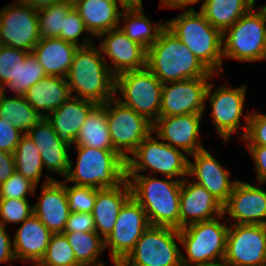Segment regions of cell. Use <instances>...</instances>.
I'll return each instance as SVG.
<instances>
[{
	"mask_svg": "<svg viewBox=\"0 0 266 266\" xmlns=\"http://www.w3.org/2000/svg\"><path fill=\"white\" fill-rule=\"evenodd\" d=\"M147 68L162 84L215 75L166 26L147 49Z\"/></svg>",
	"mask_w": 266,
	"mask_h": 266,
	"instance_id": "obj_1",
	"label": "cell"
},
{
	"mask_svg": "<svg viewBox=\"0 0 266 266\" xmlns=\"http://www.w3.org/2000/svg\"><path fill=\"white\" fill-rule=\"evenodd\" d=\"M111 69L94 43L78 46L66 76L71 96L76 90L75 97L95 103H106L112 99L116 92Z\"/></svg>",
	"mask_w": 266,
	"mask_h": 266,
	"instance_id": "obj_2",
	"label": "cell"
},
{
	"mask_svg": "<svg viewBox=\"0 0 266 266\" xmlns=\"http://www.w3.org/2000/svg\"><path fill=\"white\" fill-rule=\"evenodd\" d=\"M126 179L131 188V196L145 210L150 225L180 229L182 179L160 180L141 174H126Z\"/></svg>",
	"mask_w": 266,
	"mask_h": 266,
	"instance_id": "obj_3",
	"label": "cell"
},
{
	"mask_svg": "<svg viewBox=\"0 0 266 266\" xmlns=\"http://www.w3.org/2000/svg\"><path fill=\"white\" fill-rule=\"evenodd\" d=\"M165 25L212 73L222 71L223 35L201 12L190 8Z\"/></svg>",
	"mask_w": 266,
	"mask_h": 266,
	"instance_id": "obj_4",
	"label": "cell"
},
{
	"mask_svg": "<svg viewBox=\"0 0 266 266\" xmlns=\"http://www.w3.org/2000/svg\"><path fill=\"white\" fill-rule=\"evenodd\" d=\"M78 157L75 169L69 160L68 182L95 189L115 188L126 180V159L115 150L76 146Z\"/></svg>",
	"mask_w": 266,
	"mask_h": 266,
	"instance_id": "obj_5",
	"label": "cell"
},
{
	"mask_svg": "<svg viewBox=\"0 0 266 266\" xmlns=\"http://www.w3.org/2000/svg\"><path fill=\"white\" fill-rule=\"evenodd\" d=\"M228 226L216 219L195 222L178 230L180 243L188 258L181 255L184 265H207L223 262Z\"/></svg>",
	"mask_w": 266,
	"mask_h": 266,
	"instance_id": "obj_6",
	"label": "cell"
},
{
	"mask_svg": "<svg viewBox=\"0 0 266 266\" xmlns=\"http://www.w3.org/2000/svg\"><path fill=\"white\" fill-rule=\"evenodd\" d=\"M253 8L243 15L223 35V57L240 61H260L266 48V9Z\"/></svg>",
	"mask_w": 266,
	"mask_h": 266,
	"instance_id": "obj_7",
	"label": "cell"
},
{
	"mask_svg": "<svg viewBox=\"0 0 266 266\" xmlns=\"http://www.w3.org/2000/svg\"><path fill=\"white\" fill-rule=\"evenodd\" d=\"M178 229L150 225L118 266H182Z\"/></svg>",
	"mask_w": 266,
	"mask_h": 266,
	"instance_id": "obj_8",
	"label": "cell"
},
{
	"mask_svg": "<svg viewBox=\"0 0 266 266\" xmlns=\"http://www.w3.org/2000/svg\"><path fill=\"white\" fill-rule=\"evenodd\" d=\"M163 84L147 68L124 72L115 77V92L122 104L154 123L160 115Z\"/></svg>",
	"mask_w": 266,
	"mask_h": 266,
	"instance_id": "obj_9",
	"label": "cell"
},
{
	"mask_svg": "<svg viewBox=\"0 0 266 266\" xmlns=\"http://www.w3.org/2000/svg\"><path fill=\"white\" fill-rule=\"evenodd\" d=\"M151 132L126 159V174H139L150 169L161 172L166 178L188 175V158L178 148L158 142Z\"/></svg>",
	"mask_w": 266,
	"mask_h": 266,
	"instance_id": "obj_10",
	"label": "cell"
},
{
	"mask_svg": "<svg viewBox=\"0 0 266 266\" xmlns=\"http://www.w3.org/2000/svg\"><path fill=\"white\" fill-rule=\"evenodd\" d=\"M104 104L107 107V123L113 148L124 159H127L126 152L132 154L136 150L152 132L153 123L145 116L122 104L116 97Z\"/></svg>",
	"mask_w": 266,
	"mask_h": 266,
	"instance_id": "obj_11",
	"label": "cell"
},
{
	"mask_svg": "<svg viewBox=\"0 0 266 266\" xmlns=\"http://www.w3.org/2000/svg\"><path fill=\"white\" fill-rule=\"evenodd\" d=\"M225 266H266V225L232 224L228 228Z\"/></svg>",
	"mask_w": 266,
	"mask_h": 266,
	"instance_id": "obj_12",
	"label": "cell"
},
{
	"mask_svg": "<svg viewBox=\"0 0 266 266\" xmlns=\"http://www.w3.org/2000/svg\"><path fill=\"white\" fill-rule=\"evenodd\" d=\"M149 226L145 210L131 196L120 209L112 232L104 239L105 248L110 246L114 266L128 256Z\"/></svg>",
	"mask_w": 266,
	"mask_h": 266,
	"instance_id": "obj_13",
	"label": "cell"
},
{
	"mask_svg": "<svg viewBox=\"0 0 266 266\" xmlns=\"http://www.w3.org/2000/svg\"><path fill=\"white\" fill-rule=\"evenodd\" d=\"M0 36L3 45L32 52L41 39L38 11L20 2L1 9Z\"/></svg>",
	"mask_w": 266,
	"mask_h": 266,
	"instance_id": "obj_14",
	"label": "cell"
},
{
	"mask_svg": "<svg viewBox=\"0 0 266 266\" xmlns=\"http://www.w3.org/2000/svg\"><path fill=\"white\" fill-rule=\"evenodd\" d=\"M208 79L193 78L163 84L159 117L203 114Z\"/></svg>",
	"mask_w": 266,
	"mask_h": 266,
	"instance_id": "obj_15",
	"label": "cell"
},
{
	"mask_svg": "<svg viewBox=\"0 0 266 266\" xmlns=\"http://www.w3.org/2000/svg\"><path fill=\"white\" fill-rule=\"evenodd\" d=\"M102 36L106 37L99 45V49L110 58L114 67L111 73L115 77L124 72L147 67V49L131 40L120 27L104 32L98 37Z\"/></svg>",
	"mask_w": 266,
	"mask_h": 266,
	"instance_id": "obj_16",
	"label": "cell"
},
{
	"mask_svg": "<svg viewBox=\"0 0 266 266\" xmlns=\"http://www.w3.org/2000/svg\"><path fill=\"white\" fill-rule=\"evenodd\" d=\"M202 114L159 117L153 123V133L168 145L182 150L188 155L205 149L197 139L200 134Z\"/></svg>",
	"mask_w": 266,
	"mask_h": 266,
	"instance_id": "obj_17",
	"label": "cell"
},
{
	"mask_svg": "<svg viewBox=\"0 0 266 266\" xmlns=\"http://www.w3.org/2000/svg\"><path fill=\"white\" fill-rule=\"evenodd\" d=\"M211 88L213 84L209 82L205 98L210 97L215 127L222 138L227 140L240 128V117L243 113L247 87L241 86L233 89L221 87L214 93H211Z\"/></svg>",
	"mask_w": 266,
	"mask_h": 266,
	"instance_id": "obj_18",
	"label": "cell"
},
{
	"mask_svg": "<svg viewBox=\"0 0 266 266\" xmlns=\"http://www.w3.org/2000/svg\"><path fill=\"white\" fill-rule=\"evenodd\" d=\"M224 215L228 213L234 224L266 225V192L254 185L238 181L223 205Z\"/></svg>",
	"mask_w": 266,
	"mask_h": 266,
	"instance_id": "obj_19",
	"label": "cell"
},
{
	"mask_svg": "<svg viewBox=\"0 0 266 266\" xmlns=\"http://www.w3.org/2000/svg\"><path fill=\"white\" fill-rule=\"evenodd\" d=\"M42 190L39 201L33 206V214L52 234L63 233L70 215L66 185L47 176Z\"/></svg>",
	"mask_w": 266,
	"mask_h": 266,
	"instance_id": "obj_20",
	"label": "cell"
},
{
	"mask_svg": "<svg viewBox=\"0 0 266 266\" xmlns=\"http://www.w3.org/2000/svg\"><path fill=\"white\" fill-rule=\"evenodd\" d=\"M195 163L188 160V175L194 176L195 183L203 186L223 205L232 193L236 181H230V173L225 170L206 149L191 155Z\"/></svg>",
	"mask_w": 266,
	"mask_h": 266,
	"instance_id": "obj_21",
	"label": "cell"
},
{
	"mask_svg": "<svg viewBox=\"0 0 266 266\" xmlns=\"http://www.w3.org/2000/svg\"><path fill=\"white\" fill-rule=\"evenodd\" d=\"M212 214L214 216H212ZM224 217L223 204L203 186L182 180L180 191V229L195 222ZM188 218L190 220L188 221Z\"/></svg>",
	"mask_w": 266,
	"mask_h": 266,
	"instance_id": "obj_22",
	"label": "cell"
},
{
	"mask_svg": "<svg viewBox=\"0 0 266 266\" xmlns=\"http://www.w3.org/2000/svg\"><path fill=\"white\" fill-rule=\"evenodd\" d=\"M26 134L39 148L43 166L65 177L69 169L68 149L70 147L59 140L47 118L36 123Z\"/></svg>",
	"mask_w": 266,
	"mask_h": 266,
	"instance_id": "obj_23",
	"label": "cell"
},
{
	"mask_svg": "<svg viewBox=\"0 0 266 266\" xmlns=\"http://www.w3.org/2000/svg\"><path fill=\"white\" fill-rule=\"evenodd\" d=\"M97 103L71 96L63 105L46 116L57 133L59 140L71 146L75 143L78 133L86 121L91 109Z\"/></svg>",
	"mask_w": 266,
	"mask_h": 266,
	"instance_id": "obj_24",
	"label": "cell"
},
{
	"mask_svg": "<svg viewBox=\"0 0 266 266\" xmlns=\"http://www.w3.org/2000/svg\"><path fill=\"white\" fill-rule=\"evenodd\" d=\"M130 197L131 188L127 179L115 188L96 189V201L92 216L95 231L97 233L100 231L103 239L112 232L120 209Z\"/></svg>",
	"mask_w": 266,
	"mask_h": 266,
	"instance_id": "obj_25",
	"label": "cell"
},
{
	"mask_svg": "<svg viewBox=\"0 0 266 266\" xmlns=\"http://www.w3.org/2000/svg\"><path fill=\"white\" fill-rule=\"evenodd\" d=\"M52 233L32 214L22 222V226L17 230L13 249L16 260H31L36 266L44 257Z\"/></svg>",
	"mask_w": 266,
	"mask_h": 266,
	"instance_id": "obj_26",
	"label": "cell"
},
{
	"mask_svg": "<svg viewBox=\"0 0 266 266\" xmlns=\"http://www.w3.org/2000/svg\"><path fill=\"white\" fill-rule=\"evenodd\" d=\"M77 45L58 37L41 38L32 53L47 76L66 78Z\"/></svg>",
	"mask_w": 266,
	"mask_h": 266,
	"instance_id": "obj_27",
	"label": "cell"
},
{
	"mask_svg": "<svg viewBox=\"0 0 266 266\" xmlns=\"http://www.w3.org/2000/svg\"><path fill=\"white\" fill-rule=\"evenodd\" d=\"M118 0H82L75 8L83 19L87 30L97 37L118 26L121 12Z\"/></svg>",
	"mask_w": 266,
	"mask_h": 266,
	"instance_id": "obj_28",
	"label": "cell"
},
{
	"mask_svg": "<svg viewBox=\"0 0 266 266\" xmlns=\"http://www.w3.org/2000/svg\"><path fill=\"white\" fill-rule=\"evenodd\" d=\"M24 97L39 113L47 111L46 117L63 105L71 94L66 78L46 76L30 87Z\"/></svg>",
	"mask_w": 266,
	"mask_h": 266,
	"instance_id": "obj_29",
	"label": "cell"
},
{
	"mask_svg": "<svg viewBox=\"0 0 266 266\" xmlns=\"http://www.w3.org/2000/svg\"><path fill=\"white\" fill-rule=\"evenodd\" d=\"M255 0H205L200 12L222 34L254 8Z\"/></svg>",
	"mask_w": 266,
	"mask_h": 266,
	"instance_id": "obj_30",
	"label": "cell"
},
{
	"mask_svg": "<svg viewBox=\"0 0 266 266\" xmlns=\"http://www.w3.org/2000/svg\"><path fill=\"white\" fill-rule=\"evenodd\" d=\"M76 146L114 150L107 123V107L97 103L89 112L75 140Z\"/></svg>",
	"mask_w": 266,
	"mask_h": 266,
	"instance_id": "obj_31",
	"label": "cell"
},
{
	"mask_svg": "<svg viewBox=\"0 0 266 266\" xmlns=\"http://www.w3.org/2000/svg\"><path fill=\"white\" fill-rule=\"evenodd\" d=\"M122 9L123 12H121L120 19L121 17L124 18L123 20H125L126 24L120 29L131 40L141 44L146 49L151 47L157 41L160 32L166 25H160L157 22L152 27L150 20L143 14V5L123 7Z\"/></svg>",
	"mask_w": 266,
	"mask_h": 266,
	"instance_id": "obj_32",
	"label": "cell"
},
{
	"mask_svg": "<svg viewBox=\"0 0 266 266\" xmlns=\"http://www.w3.org/2000/svg\"><path fill=\"white\" fill-rule=\"evenodd\" d=\"M42 113L36 111L24 96L8 98L5 91L0 90V118L10 121L23 134L45 118L46 113Z\"/></svg>",
	"mask_w": 266,
	"mask_h": 266,
	"instance_id": "obj_33",
	"label": "cell"
},
{
	"mask_svg": "<svg viewBox=\"0 0 266 266\" xmlns=\"http://www.w3.org/2000/svg\"><path fill=\"white\" fill-rule=\"evenodd\" d=\"M74 251L77 263L80 266H104L97 259L105 249V240L96 231L63 232Z\"/></svg>",
	"mask_w": 266,
	"mask_h": 266,
	"instance_id": "obj_34",
	"label": "cell"
},
{
	"mask_svg": "<svg viewBox=\"0 0 266 266\" xmlns=\"http://www.w3.org/2000/svg\"><path fill=\"white\" fill-rule=\"evenodd\" d=\"M13 154L15 159V171L37 186L44 166L39 148L27 134L21 137Z\"/></svg>",
	"mask_w": 266,
	"mask_h": 266,
	"instance_id": "obj_35",
	"label": "cell"
},
{
	"mask_svg": "<svg viewBox=\"0 0 266 266\" xmlns=\"http://www.w3.org/2000/svg\"><path fill=\"white\" fill-rule=\"evenodd\" d=\"M71 9V6L58 1L47 8L38 10L40 38H60L65 17Z\"/></svg>",
	"mask_w": 266,
	"mask_h": 266,
	"instance_id": "obj_36",
	"label": "cell"
},
{
	"mask_svg": "<svg viewBox=\"0 0 266 266\" xmlns=\"http://www.w3.org/2000/svg\"><path fill=\"white\" fill-rule=\"evenodd\" d=\"M36 266H80L63 233L52 234L44 257Z\"/></svg>",
	"mask_w": 266,
	"mask_h": 266,
	"instance_id": "obj_37",
	"label": "cell"
},
{
	"mask_svg": "<svg viewBox=\"0 0 266 266\" xmlns=\"http://www.w3.org/2000/svg\"><path fill=\"white\" fill-rule=\"evenodd\" d=\"M46 76L44 68L30 52L23 65H20L16 78L12 79L6 87L16 92L17 96H24L30 87Z\"/></svg>",
	"mask_w": 266,
	"mask_h": 266,
	"instance_id": "obj_38",
	"label": "cell"
},
{
	"mask_svg": "<svg viewBox=\"0 0 266 266\" xmlns=\"http://www.w3.org/2000/svg\"><path fill=\"white\" fill-rule=\"evenodd\" d=\"M29 53L5 45L0 48V90L5 91V86L16 78L20 65H23Z\"/></svg>",
	"mask_w": 266,
	"mask_h": 266,
	"instance_id": "obj_39",
	"label": "cell"
},
{
	"mask_svg": "<svg viewBox=\"0 0 266 266\" xmlns=\"http://www.w3.org/2000/svg\"><path fill=\"white\" fill-rule=\"evenodd\" d=\"M70 213H92L96 201V189L86 186H66Z\"/></svg>",
	"mask_w": 266,
	"mask_h": 266,
	"instance_id": "obj_40",
	"label": "cell"
},
{
	"mask_svg": "<svg viewBox=\"0 0 266 266\" xmlns=\"http://www.w3.org/2000/svg\"><path fill=\"white\" fill-rule=\"evenodd\" d=\"M33 214L28 199H0V224L23 222Z\"/></svg>",
	"mask_w": 266,
	"mask_h": 266,
	"instance_id": "obj_41",
	"label": "cell"
},
{
	"mask_svg": "<svg viewBox=\"0 0 266 266\" xmlns=\"http://www.w3.org/2000/svg\"><path fill=\"white\" fill-rule=\"evenodd\" d=\"M36 185L15 171L0 185V199H27L26 194L35 191Z\"/></svg>",
	"mask_w": 266,
	"mask_h": 266,
	"instance_id": "obj_42",
	"label": "cell"
},
{
	"mask_svg": "<svg viewBox=\"0 0 266 266\" xmlns=\"http://www.w3.org/2000/svg\"><path fill=\"white\" fill-rule=\"evenodd\" d=\"M84 32L89 33L78 11L75 8H72L65 17L63 29L60 32V38L77 46H87L92 44L89 37L85 38L84 43L81 45L79 44L78 38Z\"/></svg>",
	"mask_w": 266,
	"mask_h": 266,
	"instance_id": "obj_43",
	"label": "cell"
},
{
	"mask_svg": "<svg viewBox=\"0 0 266 266\" xmlns=\"http://www.w3.org/2000/svg\"><path fill=\"white\" fill-rule=\"evenodd\" d=\"M245 118L247 124L240 138L247 141L246 145L266 146V114L253 113Z\"/></svg>",
	"mask_w": 266,
	"mask_h": 266,
	"instance_id": "obj_44",
	"label": "cell"
},
{
	"mask_svg": "<svg viewBox=\"0 0 266 266\" xmlns=\"http://www.w3.org/2000/svg\"><path fill=\"white\" fill-rule=\"evenodd\" d=\"M10 121L0 118V150L13 154L24 134Z\"/></svg>",
	"mask_w": 266,
	"mask_h": 266,
	"instance_id": "obj_45",
	"label": "cell"
},
{
	"mask_svg": "<svg viewBox=\"0 0 266 266\" xmlns=\"http://www.w3.org/2000/svg\"><path fill=\"white\" fill-rule=\"evenodd\" d=\"M89 232L95 231L92 213H70L64 232Z\"/></svg>",
	"mask_w": 266,
	"mask_h": 266,
	"instance_id": "obj_46",
	"label": "cell"
},
{
	"mask_svg": "<svg viewBox=\"0 0 266 266\" xmlns=\"http://www.w3.org/2000/svg\"><path fill=\"white\" fill-rule=\"evenodd\" d=\"M255 161L257 179L260 183L266 182V146L246 145Z\"/></svg>",
	"mask_w": 266,
	"mask_h": 266,
	"instance_id": "obj_47",
	"label": "cell"
},
{
	"mask_svg": "<svg viewBox=\"0 0 266 266\" xmlns=\"http://www.w3.org/2000/svg\"><path fill=\"white\" fill-rule=\"evenodd\" d=\"M14 172V154L0 150V185H2Z\"/></svg>",
	"mask_w": 266,
	"mask_h": 266,
	"instance_id": "obj_48",
	"label": "cell"
},
{
	"mask_svg": "<svg viewBox=\"0 0 266 266\" xmlns=\"http://www.w3.org/2000/svg\"><path fill=\"white\" fill-rule=\"evenodd\" d=\"M5 229V226L0 224V263L16 260L10 237Z\"/></svg>",
	"mask_w": 266,
	"mask_h": 266,
	"instance_id": "obj_49",
	"label": "cell"
},
{
	"mask_svg": "<svg viewBox=\"0 0 266 266\" xmlns=\"http://www.w3.org/2000/svg\"><path fill=\"white\" fill-rule=\"evenodd\" d=\"M17 2L26 4L38 11L58 2V0H17Z\"/></svg>",
	"mask_w": 266,
	"mask_h": 266,
	"instance_id": "obj_50",
	"label": "cell"
},
{
	"mask_svg": "<svg viewBox=\"0 0 266 266\" xmlns=\"http://www.w3.org/2000/svg\"><path fill=\"white\" fill-rule=\"evenodd\" d=\"M200 0H160L161 6H167L171 8H186L187 5H191L199 2Z\"/></svg>",
	"mask_w": 266,
	"mask_h": 266,
	"instance_id": "obj_51",
	"label": "cell"
},
{
	"mask_svg": "<svg viewBox=\"0 0 266 266\" xmlns=\"http://www.w3.org/2000/svg\"><path fill=\"white\" fill-rule=\"evenodd\" d=\"M124 7L142 6V0H118Z\"/></svg>",
	"mask_w": 266,
	"mask_h": 266,
	"instance_id": "obj_52",
	"label": "cell"
},
{
	"mask_svg": "<svg viewBox=\"0 0 266 266\" xmlns=\"http://www.w3.org/2000/svg\"><path fill=\"white\" fill-rule=\"evenodd\" d=\"M59 2H62L66 5L71 6L72 8H76L77 5L82 1V0H58Z\"/></svg>",
	"mask_w": 266,
	"mask_h": 266,
	"instance_id": "obj_53",
	"label": "cell"
},
{
	"mask_svg": "<svg viewBox=\"0 0 266 266\" xmlns=\"http://www.w3.org/2000/svg\"><path fill=\"white\" fill-rule=\"evenodd\" d=\"M184 266H225L223 262L207 264V265H184Z\"/></svg>",
	"mask_w": 266,
	"mask_h": 266,
	"instance_id": "obj_54",
	"label": "cell"
},
{
	"mask_svg": "<svg viewBox=\"0 0 266 266\" xmlns=\"http://www.w3.org/2000/svg\"><path fill=\"white\" fill-rule=\"evenodd\" d=\"M3 46V42L1 40V36H0V48Z\"/></svg>",
	"mask_w": 266,
	"mask_h": 266,
	"instance_id": "obj_55",
	"label": "cell"
},
{
	"mask_svg": "<svg viewBox=\"0 0 266 266\" xmlns=\"http://www.w3.org/2000/svg\"><path fill=\"white\" fill-rule=\"evenodd\" d=\"M263 59H266V48H265V53H264V58Z\"/></svg>",
	"mask_w": 266,
	"mask_h": 266,
	"instance_id": "obj_56",
	"label": "cell"
}]
</instances>
